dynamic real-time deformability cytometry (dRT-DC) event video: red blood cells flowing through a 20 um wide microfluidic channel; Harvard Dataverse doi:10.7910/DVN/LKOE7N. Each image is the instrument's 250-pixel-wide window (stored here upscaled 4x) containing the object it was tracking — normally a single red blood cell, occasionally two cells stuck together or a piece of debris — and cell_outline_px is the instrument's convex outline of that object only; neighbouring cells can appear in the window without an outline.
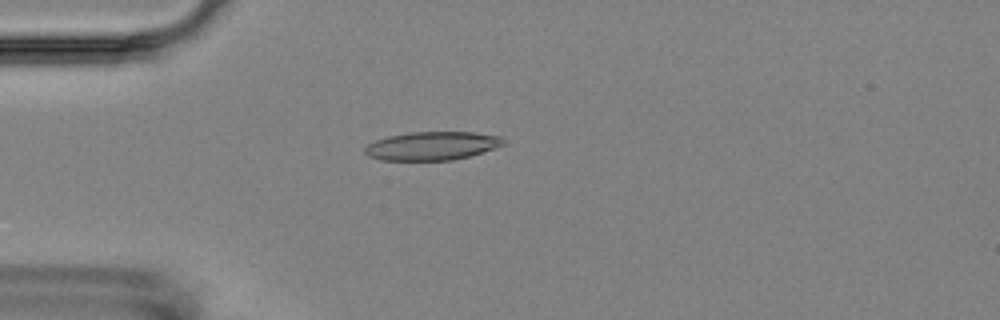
{"species": "Egyptian fruit bat (a non-hibernating species)", "species_latin": "Rousettus aegyptiacus", "temperature_condition": "room temperature", "stored_images_in_passage": 5, "camera_frame_rate_fps": 3000, "um_per_image_px": 0.085, "animal": {"sex": "female"}, "frame": {"image": 1, "passage_image": 5, "time_ms": 4.667, "image_size_px": [1000, 320], "cell_outline_px": [[504, 144], [468, 156], [452, 160], [380, 160], [368, 156], [364, 152], [364, 148], [368, 144], [376, 140], [388, 136], [408, 132], [472, 132], [500, 136], [504, 140]], "centroid_in_image_um": [36.66, 12.39], "position_along_channel_um": 48.3, "area_um2": 22.77}}